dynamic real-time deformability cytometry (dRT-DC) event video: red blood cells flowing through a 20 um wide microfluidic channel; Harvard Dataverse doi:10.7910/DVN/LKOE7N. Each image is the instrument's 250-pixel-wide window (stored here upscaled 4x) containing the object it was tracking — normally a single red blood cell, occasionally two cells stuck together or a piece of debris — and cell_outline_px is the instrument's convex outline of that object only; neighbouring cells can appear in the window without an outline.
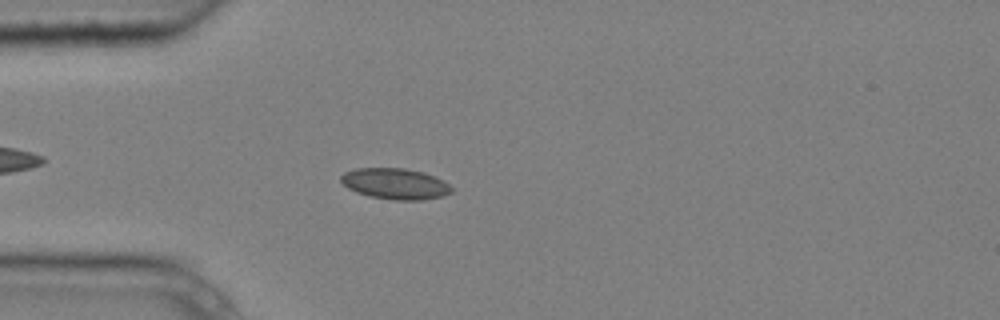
{"species": "common noctule bat (a hibernating species)", "species_latin": "Nyctalus noctula", "temperature_condition": "cold", "stored_images_in_passage": 4, "camera_frame_rate_fps": 3000, "um_per_image_px": 0.085, "animal": {"sex": "male", "body_mass_g": 20.4}, "frame": {"image": 1, "passage_image": 4, "time_ms": 1.0, "image_size_px": [1000, 320], "cell_outline_px": [[452, 192], [444, 196], [424, 200], [392, 200], [368, 196], [356, 192], [348, 188], [340, 180], [340, 176], [344, 172], [356, 168], [404, 168], [424, 172], [444, 180], [452, 188]], "centroid_in_image_um": [33.6, 15.62], "position_along_channel_um": 51.4, "area_um2": 20.17}}